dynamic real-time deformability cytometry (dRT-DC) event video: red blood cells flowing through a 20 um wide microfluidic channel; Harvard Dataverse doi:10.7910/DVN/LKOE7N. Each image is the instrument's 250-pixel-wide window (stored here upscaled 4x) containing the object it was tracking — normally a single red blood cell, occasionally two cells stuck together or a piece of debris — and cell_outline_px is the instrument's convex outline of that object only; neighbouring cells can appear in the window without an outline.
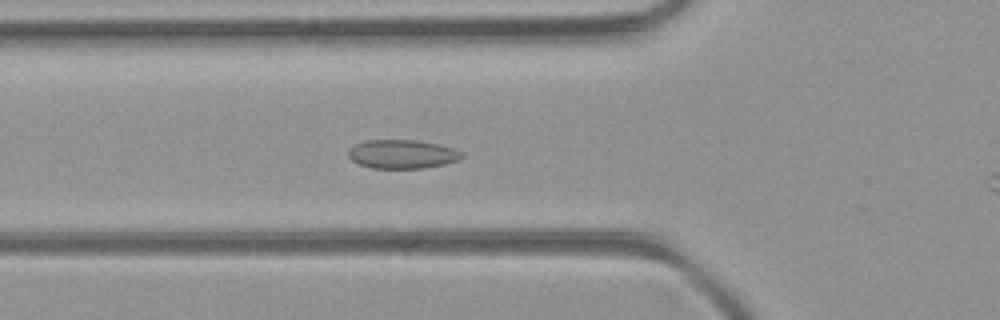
{"species": "common noctule bat (a hibernating species)", "species_latin": "Nyctalus noctula", "temperature_condition": "room temperature", "stored_images_in_passage": 46, "camera_frame_rate_fps": 3000, "um_per_image_px": 0.085, "animal": {"sex": "female", "body_mass_g": 21.9}, "frame": {"image": 1, "passage_image": 14, "time_ms": 4.333, "image_size_px": [1000, 320], "cell_outline_px": [[464, 156], [460, 160], [444, 164], [424, 168], [372, 168], [360, 164], [352, 160], [348, 156], [348, 148], [364, 140], [416, 140], [440, 144], [456, 148], [464, 152]], "centroid_in_image_um": [34.23, 13.09], "position_along_channel_um": 91.6, "area_um2": 19.31}}
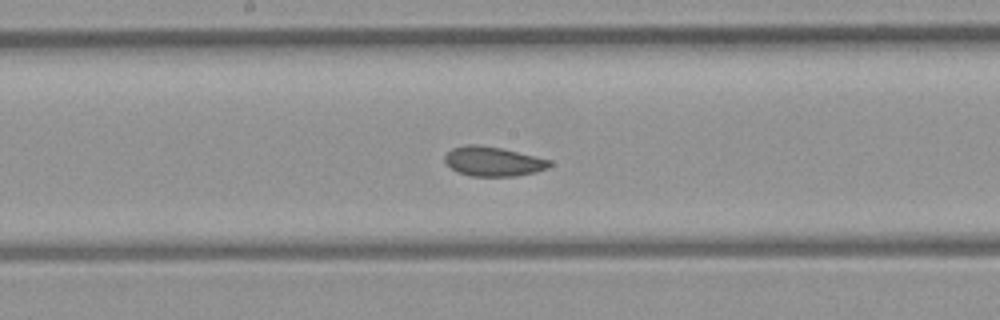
{"frame": {"image": 2, "passage_image": 22, "time_ms": 7.0, "image_size_px": [1000, 320], "cell_outline_px": [[552, 164], [548, 168], [536, 172], [516, 176], [472, 176], [456, 172], [444, 160], [444, 156], [452, 148], [468, 144], [476, 144], [500, 148], [552, 160]], "centroid_in_image_um": [41.92, 13.72], "position_along_channel_um": 206.3, "area_um2": 17.98}}
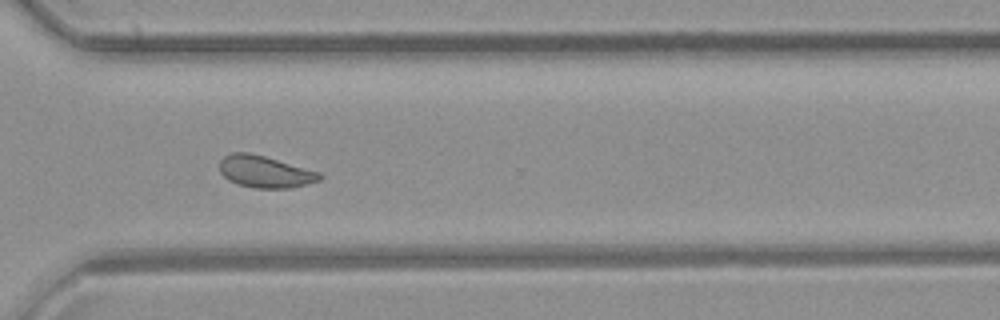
{"frame": {"image": 3, "passage_image": 32, "time_ms": 10.333, "image_size_px": [1000, 320], "cell_outline_px": [[324, 176], [320, 180], [292, 188], [256, 188], [236, 184], [228, 180], [220, 172], [220, 160], [224, 156], [232, 152], [248, 152], [264, 156], [320, 172]], "centroid_in_image_um": [22.52, 14.6], "position_along_channel_um": 348.1, "area_um2": 18.61}, "authors_computed_cell_mechanics": {"area_um2": 18.7561, "velocity_mm_per_s": 4.2706, "shape_relaxation_time_tau1_ms": null, "shape_relaxation_time_tau2_ms": 2.9484, "deformation_change_tau1": null, "deformation_change_tau2": 0.0676}}